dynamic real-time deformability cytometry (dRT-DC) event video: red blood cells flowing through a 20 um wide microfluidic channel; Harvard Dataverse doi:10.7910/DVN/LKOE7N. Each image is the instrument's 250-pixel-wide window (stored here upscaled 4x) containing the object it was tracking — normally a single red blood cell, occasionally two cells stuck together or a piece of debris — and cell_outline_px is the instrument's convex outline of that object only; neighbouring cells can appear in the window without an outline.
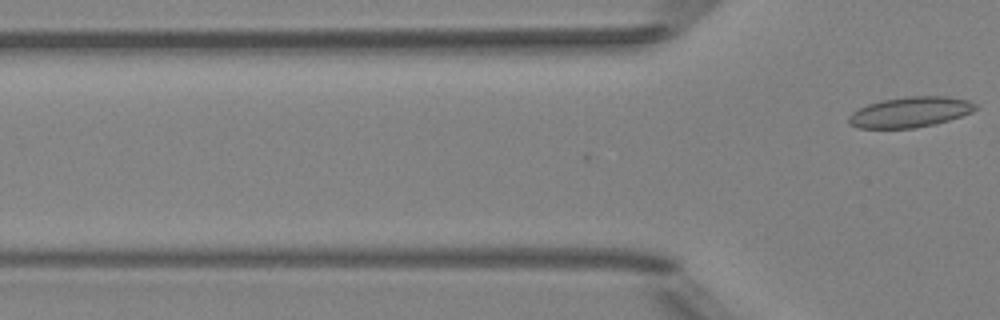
{"species": "Egyptian fruit bat (a non-hibernating species)", "species_latin": "Rousettus aegyptiacus", "temperature_condition": "room temperature", "stored_images_in_passage": 3, "camera_frame_rate_fps": 3000, "um_per_image_px": 0.085, "animal": {"sex": "female"}, "frame": {"image": 1, "passage_image": 3, "time_ms": 0.667, "image_size_px": [1000, 320], "cell_outline_px": [[976, 108], [972, 112], [948, 120], [916, 128], [860, 128], [848, 124], [848, 116], [852, 112], [868, 104], [884, 100], [908, 96], [948, 96], [968, 100], [976, 104]], "centroid_in_image_um": [77.35, 9.52], "position_along_channel_um": 48.5, "area_um2": 22.31}}